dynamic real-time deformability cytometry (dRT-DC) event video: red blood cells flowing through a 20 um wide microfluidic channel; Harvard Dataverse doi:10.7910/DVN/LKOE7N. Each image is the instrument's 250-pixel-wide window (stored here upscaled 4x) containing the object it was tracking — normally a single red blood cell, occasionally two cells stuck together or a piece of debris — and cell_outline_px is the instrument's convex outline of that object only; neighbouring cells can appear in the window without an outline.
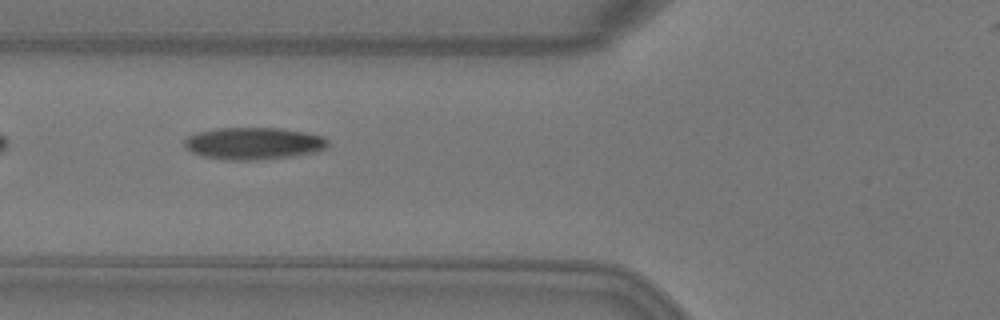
{"species": "Egyptian fruit bat (a non-hibernating species)", "species_latin": "Rousettus aegyptiacus", "temperature_condition": "warm", "stored_images_in_passage": 7, "camera_frame_rate_fps": 3000, "um_per_image_px": 0.085, "animal": {"sex": "female"}, "frame": {"image": 1, "passage_image": 6, "time_ms": 1.667, "image_size_px": [1000, 320], "cell_outline_px": [[328, 148], [316, 152], [292, 156], [260, 160], [228, 160], [204, 156], [192, 152], [184, 144], [184, 140], [188, 136], [196, 132], [216, 128], [280, 128], [308, 132], [324, 136], [328, 140]], "centroid_in_image_um": [21.61, 12.18], "position_along_channel_um": 104.2, "area_um2": 27.05}}